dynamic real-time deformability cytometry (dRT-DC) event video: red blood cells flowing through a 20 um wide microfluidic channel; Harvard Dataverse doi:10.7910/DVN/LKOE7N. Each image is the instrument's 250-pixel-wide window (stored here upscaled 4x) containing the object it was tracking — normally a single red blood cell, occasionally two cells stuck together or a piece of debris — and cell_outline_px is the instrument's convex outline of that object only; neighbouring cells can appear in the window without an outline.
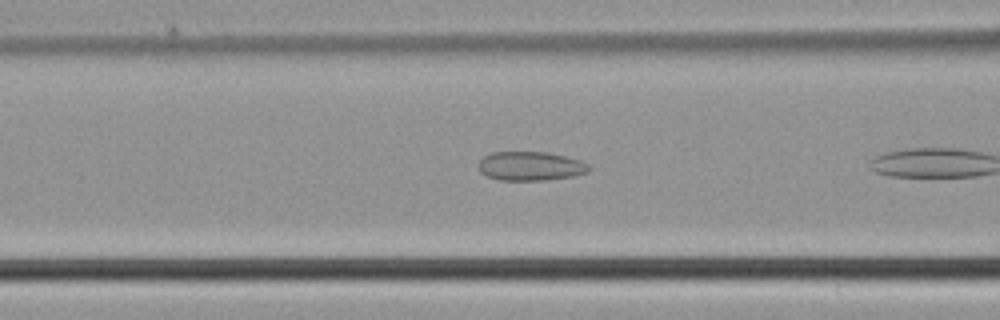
{"species": "common noctule bat (a hibernating species)", "species_latin": "Nyctalus noctula", "temperature_condition": "cold", "stored_images_in_passage": 6, "camera_frame_rate_fps": 3000, "um_per_image_px": 0.085, "animal": {"sex": "male", "body_mass_g": 21.5, "forearm_length_mm": 52.0}, "frame": {"image": 1, "passage_image": 5, "time_ms": 1.333, "image_size_px": [1000, 320], "cell_outline_px": [[592, 168], [588, 172], [572, 176], [544, 180], [500, 180], [488, 176], [480, 172], [480, 160], [484, 156], [492, 152], [548, 152], [580, 160], [588, 164]], "centroid_in_image_um": [45.11, 14.11], "position_along_channel_um": 121.5, "area_um2": 18.55}}